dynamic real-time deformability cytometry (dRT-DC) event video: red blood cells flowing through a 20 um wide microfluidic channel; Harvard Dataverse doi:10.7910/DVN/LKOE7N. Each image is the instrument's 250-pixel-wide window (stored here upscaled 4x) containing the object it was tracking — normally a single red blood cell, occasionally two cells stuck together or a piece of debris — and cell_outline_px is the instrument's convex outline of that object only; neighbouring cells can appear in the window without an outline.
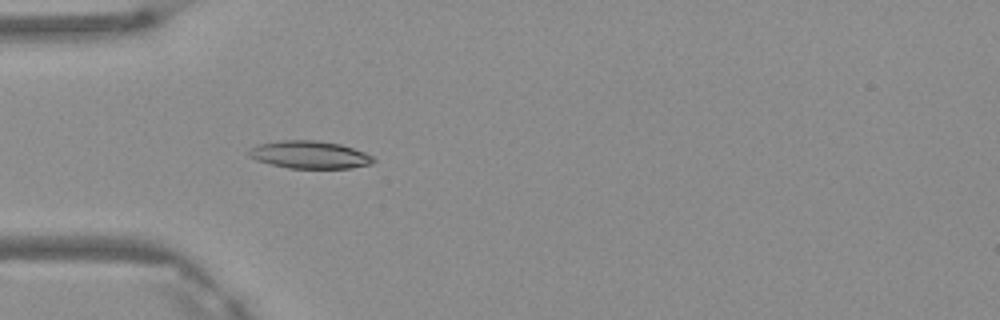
{"species": "Egyptian fruit bat (a non-hibernating species)", "species_latin": "Rousettus aegyptiacus", "temperature_condition": "warm", "stored_images_in_passage": 4, "camera_frame_rate_fps": 3000, "um_per_image_px": 0.085, "frame": {"image": 1, "passage_image": 4, "time_ms": 1.0, "image_size_px": [1000, 320], "cell_outline_px": [[376, 160], [372, 164], [352, 168], [288, 168], [256, 160], [248, 156], [248, 152], [252, 148], [260, 144], [280, 140], [316, 140], [340, 144], [364, 152], [372, 156]], "centroid_in_image_um": [26.34, 13.15], "position_along_channel_um": 58.7, "area_um2": 19.94}}